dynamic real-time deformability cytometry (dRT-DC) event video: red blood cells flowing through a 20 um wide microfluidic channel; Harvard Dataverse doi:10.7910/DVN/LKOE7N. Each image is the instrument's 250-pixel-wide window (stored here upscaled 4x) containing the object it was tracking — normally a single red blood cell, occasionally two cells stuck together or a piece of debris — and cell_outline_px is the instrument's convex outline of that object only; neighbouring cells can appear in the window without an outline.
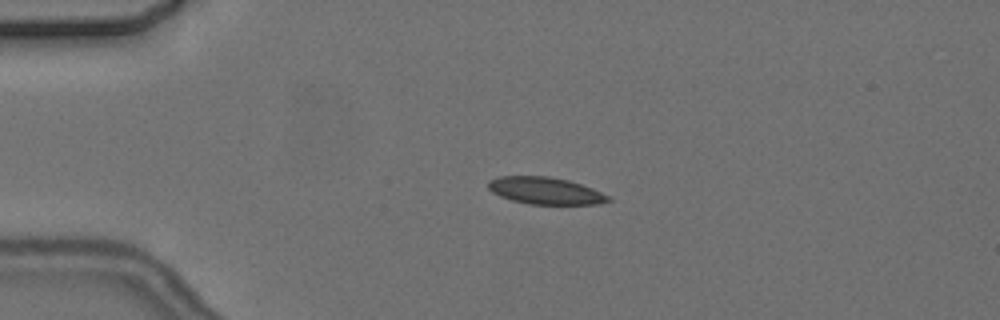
{"species": "common noctule bat (a hibernating species)", "species_latin": "Nyctalus noctula", "temperature_condition": "cold", "stored_images_in_passage": 4, "camera_frame_rate_fps": 3000, "um_per_image_px": 0.085, "animal": {"sex": "female", "body_mass_g": 24.6, "forearm_length_mm": 56.2}, "frame": {"image": 1, "passage_image": 3, "time_ms": 3.0, "image_size_px": [1000, 320], "cell_outline_px": [[612, 200], [596, 204], [532, 204], [512, 200], [500, 196], [492, 192], [488, 188], [488, 180], [500, 176], [548, 176], [568, 180], [592, 188], [608, 196]], "centroid_in_image_um": [46.32, 16.2], "position_along_channel_um": 38.7, "area_um2": 18.73}}